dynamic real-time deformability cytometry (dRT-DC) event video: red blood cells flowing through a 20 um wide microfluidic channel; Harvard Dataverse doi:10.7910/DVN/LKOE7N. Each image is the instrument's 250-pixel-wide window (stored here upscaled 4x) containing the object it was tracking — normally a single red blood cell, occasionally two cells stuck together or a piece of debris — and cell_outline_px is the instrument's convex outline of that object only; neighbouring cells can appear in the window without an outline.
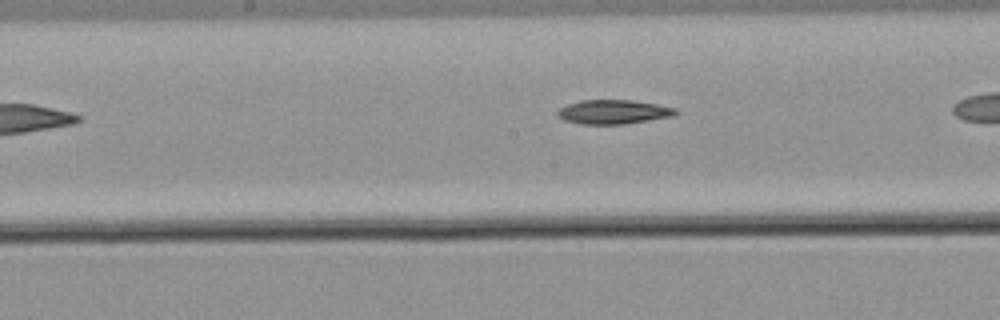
{"species": "common noctule bat (a hibernating species)", "species_latin": "Nyctalus noctula", "temperature_condition": "warm", "stored_images_in_passage": 33, "camera_frame_rate_fps": 3000, "um_per_image_px": 0.085, "animal": {"sex": "male", "body_mass_g": 21.5, "forearm_length_mm": 52.0}, "frame": {"image": 1, "passage_image": 19, "time_ms": 6.0, "image_size_px": [1000, 320], "cell_outline_px": [[680, 112], [672, 116], [624, 124], [584, 124], [564, 120], [556, 116], [556, 112], [560, 108], [568, 104], [580, 100], [632, 100], [656, 104], [676, 108]], "centroid_in_image_um": [52.13, 9.51], "position_along_channel_um": 196.1, "area_um2": 16.59}}